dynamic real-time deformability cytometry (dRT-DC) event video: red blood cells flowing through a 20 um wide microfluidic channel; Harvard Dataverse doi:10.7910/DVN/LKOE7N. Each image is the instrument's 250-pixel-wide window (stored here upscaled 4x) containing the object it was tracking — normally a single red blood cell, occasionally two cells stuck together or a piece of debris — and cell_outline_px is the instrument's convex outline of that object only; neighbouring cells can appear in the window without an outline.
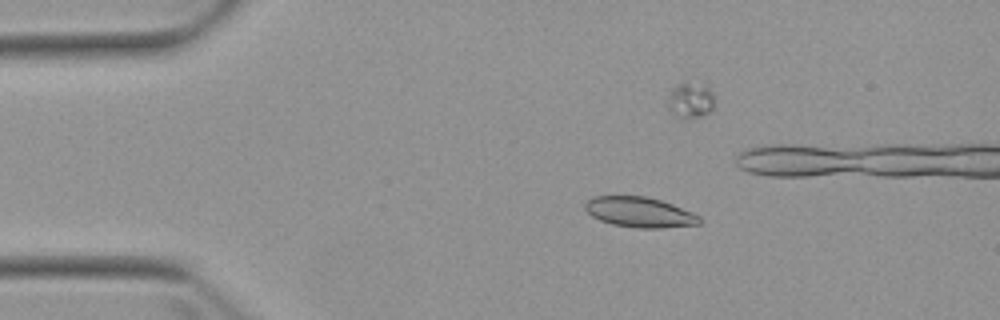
{"species": "Egyptian fruit bat (a non-hibernating species)", "species_latin": "Rousettus aegyptiacus", "temperature_condition": "warm", "stored_images_in_passage": 3, "camera_frame_rate_fps": 3000, "um_per_image_px": 0.085, "animal": {"sex": "female"}, "frame": {"image": 1, "passage_image": 1, "time_ms": 0.0, "image_size_px": [1000, 320], "cell_outline_px": [[700, 224], [660, 228], [636, 228], [612, 224], [600, 220], [592, 216], [584, 208], [584, 204], [592, 196], [644, 196], [660, 200], [672, 204], [692, 212], [700, 216]], "centroid_in_image_um": [54.35, 18.03], "position_along_channel_um": 30.7, "area_um2": 20.11}}